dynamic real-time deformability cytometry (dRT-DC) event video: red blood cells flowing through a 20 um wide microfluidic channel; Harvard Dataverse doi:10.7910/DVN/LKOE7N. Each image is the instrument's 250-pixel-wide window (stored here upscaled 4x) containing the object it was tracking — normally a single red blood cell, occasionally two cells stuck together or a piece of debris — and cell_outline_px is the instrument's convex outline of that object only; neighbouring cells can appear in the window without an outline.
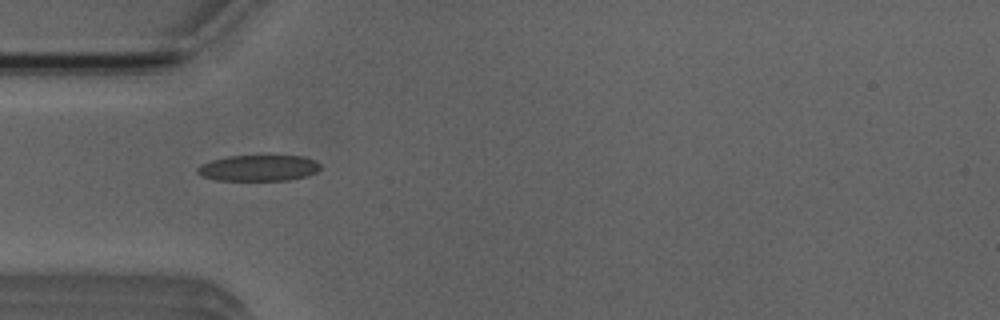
{"species": "Egyptian fruit bat (a non-hibernating species)", "species_latin": "Rousettus aegyptiacus", "temperature_condition": "room temperature", "stored_images_in_passage": 3, "camera_frame_rate_fps": 3000, "um_per_image_px": 0.085, "animal": {"sex": "male"}, "frame": {"image": 1, "passage_image": 1, "time_ms": 0.0, "image_size_px": [1000, 320], "cell_outline_px": [[320, 168], [316, 172], [308, 176], [288, 180], [216, 180], [200, 176], [196, 172], [196, 168], [200, 164], [212, 160], [228, 156], [304, 156], [316, 160], [320, 164]], "centroid_in_image_um": [21.97, 14.28], "position_along_channel_um": 63.0, "area_um2": 18.79}}
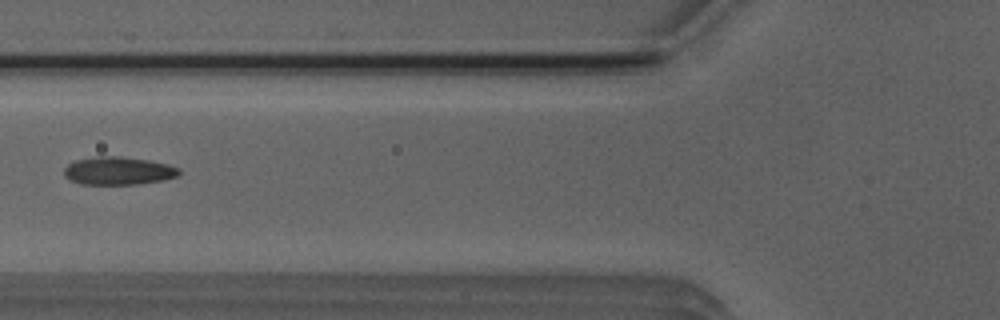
{"frame": {"image": 2, "passage_image": 2, "time_ms": 1.333, "image_size_px": [1000, 320], "cell_outline_px": [[180, 176], [164, 180], [136, 184], [80, 184], [64, 176], [64, 168], [68, 164], [76, 160], [100, 156], [120, 156], [148, 160], [180, 168]], "centroid_in_image_um": [10.07, 14.52], "position_along_channel_um": 115.7, "area_um2": 18.67}}